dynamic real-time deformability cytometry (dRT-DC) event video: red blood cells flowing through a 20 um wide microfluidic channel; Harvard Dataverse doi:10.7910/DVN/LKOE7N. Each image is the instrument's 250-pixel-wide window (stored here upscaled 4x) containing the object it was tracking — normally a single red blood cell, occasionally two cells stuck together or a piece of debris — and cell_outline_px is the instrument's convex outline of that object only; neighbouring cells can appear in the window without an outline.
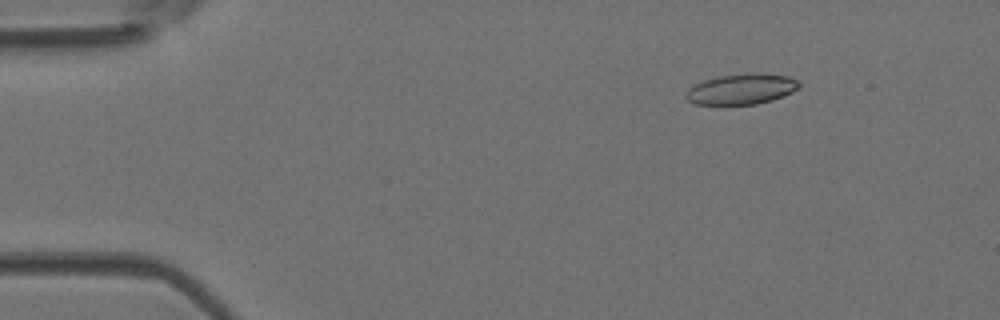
{"species": "Egyptian fruit bat (a non-hibernating species)", "species_latin": "Rousettus aegyptiacus", "temperature_condition": "room temperature", "stored_images_in_passage": 44, "camera_frame_rate_fps": 3000, "um_per_image_px": 0.085, "animal": {"sex": "female"}, "frame": {"image": 1, "passage_image": 1, "time_ms": 0.0, "image_size_px": [1000, 320], "cell_outline_px": [[800, 88], [784, 96], [772, 100], [756, 104], [696, 104], [688, 100], [684, 96], [688, 88], [704, 80], [720, 76], [744, 72], [760, 72], [788, 76], [796, 80], [800, 84]], "centroid_in_image_um": [63.05, 7.55], "position_along_channel_um": 21.9, "area_um2": 20.35}}
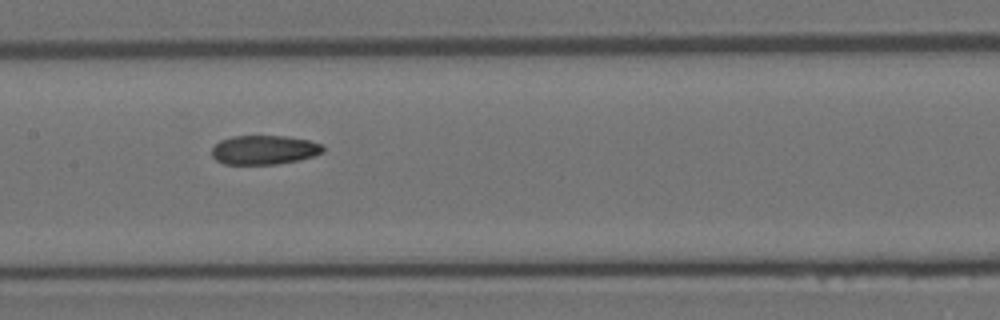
{"frame": {"image": 2, "passage_image": 19, "time_ms": 6.0, "image_size_px": [1000, 320], "cell_outline_px": [[324, 152], [300, 160], [276, 164], [224, 164], [216, 160], [212, 156], [212, 148], [220, 140], [232, 136], [284, 136], [308, 140], [320, 144], [324, 148]], "centroid_in_image_um": [22.44, 12.74], "position_along_channel_um": 185.0, "area_um2": 18.84}}
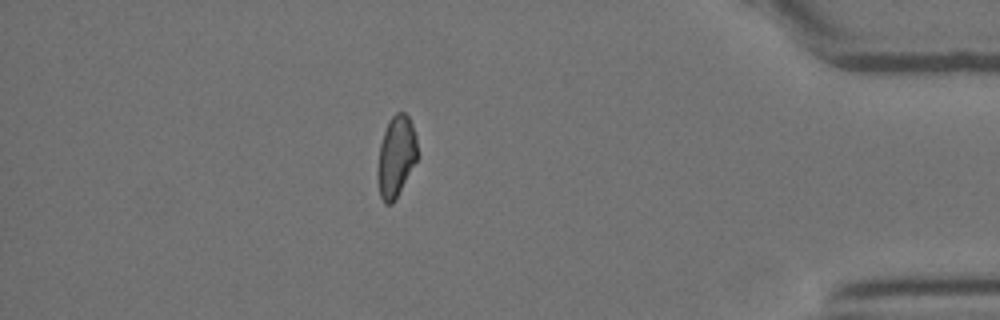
{"frame": {"image": 3, "passage_image": 38, "time_ms": 12.333, "image_size_px": [1000, 320], "cell_outline_px": [[420, 156], [392, 204], [384, 204], [380, 196], [376, 176], [376, 172], [380, 144], [388, 120], [396, 112], [404, 112], [408, 116], [412, 124], [416, 136]], "centroid_in_image_um": [33.68, 13.3], "position_along_channel_um": 401.5, "area_um2": 19.25}, "authors_computed_cell_mechanics": {"area_um2": 19.4786, "velocity_mm_per_s": 4.0644, "shape_relaxation_time_tau1_ms": 6.8799, "shape_relaxation_time_tau2_ms": 5.3231, "deformation_change_tau1": 0.1576, "deformation_change_tau2": 0.1149}}